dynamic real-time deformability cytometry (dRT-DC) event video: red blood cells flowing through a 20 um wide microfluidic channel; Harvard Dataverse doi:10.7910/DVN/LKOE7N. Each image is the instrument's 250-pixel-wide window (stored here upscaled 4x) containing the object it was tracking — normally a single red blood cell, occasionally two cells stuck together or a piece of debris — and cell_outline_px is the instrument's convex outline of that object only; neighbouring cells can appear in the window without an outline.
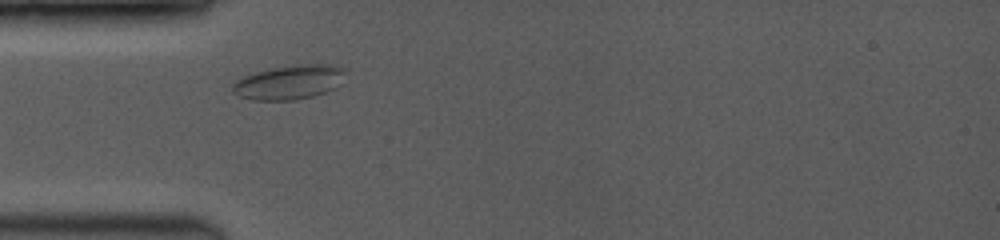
{"species": "common noctule bat (a hibernating species)", "species_latin": "Nyctalus noctula", "temperature_condition": "room temperature", "stored_images_in_passage": 46, "camera_frame_rate_fps": 3500, "um_per_image_px": 0.085, "animal": {"sex": "female", "body_mass_g": 19.0, "forearm_length_mm": 53.3}, "frame": {"image": 1, "passage_image": 1, "time_ms": 0.0, "image_size_px": [1000, 240], "cell_outline_px": [[340, 72], [332, 88], [324, 92], [312, 96], [296, 100], [252, 100], [240, 96], [232, 92], [232, 84], [240, 76], [272, 68], [296, 64], [328, 64], [340, 68]], "centroid_in_image_um": [24.39, 7.0], "position_along_channel_um": 60.6, "area_um2": 21.79}}
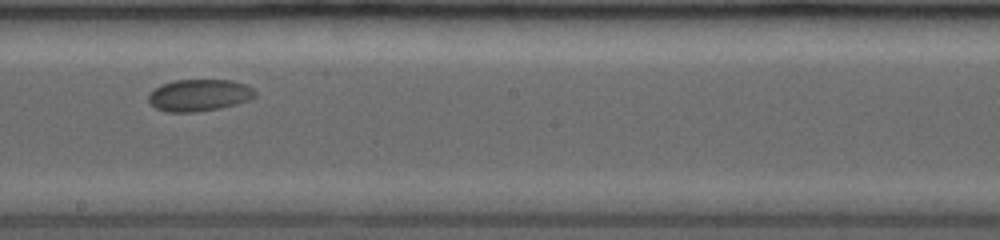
{"frame": {"image": 2, "passage_image": 20, "time_ms": 4.571, "image_size_px": [1000, 240], "cell_outline_px": [[256, 96], [248, 100], [236, 104], [220, 108], [196, 112], [168, 112], [156, 108], [148, 100], [148, 96], [160, 84], [172, 80], [232, 80], [244, 84], [252, 88], [256, 92]], "centroid_in_image_um": [16.93, 8.09], "position_along_channel_um": 231.3, "area_um2": 19.77}}
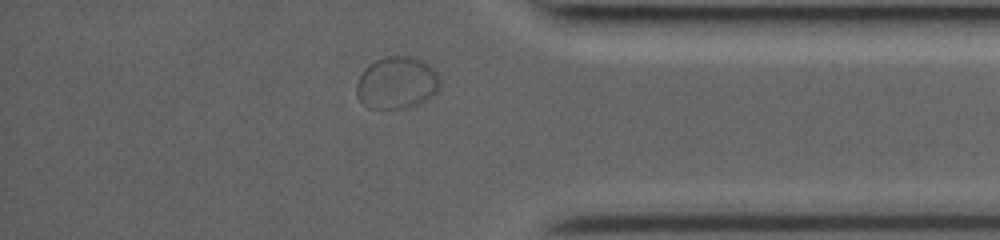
{"frame": {"image": 3, "passage_image": 39, "time_ms": 9.143, "image_size_px": [1000, 240], "cell_outline_px": [[440, 88], [428, 100], [420, 104], [408, 108], [368, 108], [356, 96], [356, 84], [364, 68], [376, 60], [384, 56], [416, 56], [428, 64], [440, 76]], "centroid_in_image_um": [33.75, 7.04], "position_along_channel_um": 401.4, "area_um2": 25.78}}